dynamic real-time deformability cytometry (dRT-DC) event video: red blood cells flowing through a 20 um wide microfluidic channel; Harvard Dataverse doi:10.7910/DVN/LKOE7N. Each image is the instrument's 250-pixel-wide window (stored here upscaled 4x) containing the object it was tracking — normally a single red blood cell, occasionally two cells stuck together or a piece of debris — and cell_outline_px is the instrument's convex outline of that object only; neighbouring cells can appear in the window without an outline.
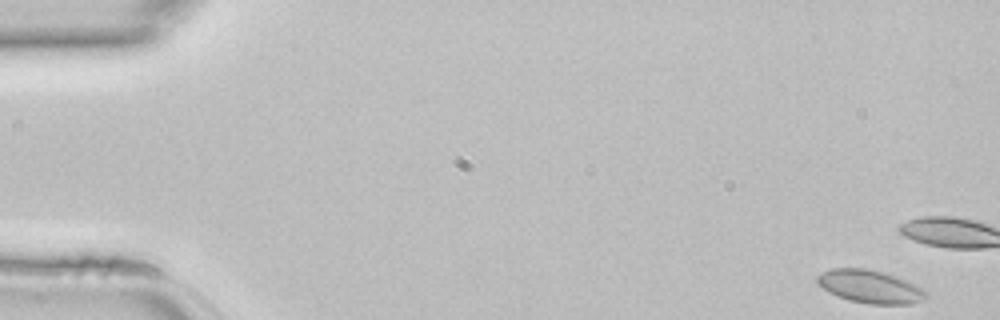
{"species": "common noctule bat (a hibernating species)", "species_latin": "Nyctalus noctula", "temperature_condition": "room temperature", "stored_images_in_passage": 13, "camera_frame_rate_fps": 3000, "um_per_image_px": 0.085, "animal": {"sex": "female", "body_mass_g": 22.7, "forearm_length_mm": 54.2}, "frame": {"image": 1, "passage_image": 1, "time_ms": 0.0, "image_size_px": [1000, 320], "cell_outline_px": [[928, 296], [920, 300], [908, 304], [868, 304], [848, 300], [836, 296], [828, 292], [816, 280], [816, 276], [832, 268], [868, 268], [884, 272], [896, 276], [916, 284], [928, 292]], "centroid_in_image_um": [73.96, 24.36], "position_along_channel_um": 11.0, "area_um2": 20.98}}